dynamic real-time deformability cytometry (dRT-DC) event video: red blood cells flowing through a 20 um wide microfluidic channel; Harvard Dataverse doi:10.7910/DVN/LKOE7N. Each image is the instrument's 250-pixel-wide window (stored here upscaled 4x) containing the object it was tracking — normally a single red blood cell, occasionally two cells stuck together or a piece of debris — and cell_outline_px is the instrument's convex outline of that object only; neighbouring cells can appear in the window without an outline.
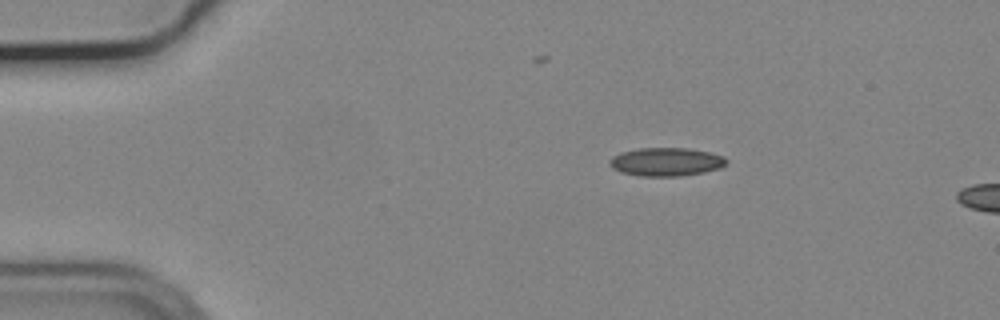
{"species": "common noctule bat (a hibernating species)", "species_latin": "Nyctalus noctula", "temperature_condition": "cold", "stored_images_in_passage": 5, "camera_frame_rate_fps": 3000, "um_per_image_px": 0.085, "animal": {"sex": "male", "body_mass_g": 19.2, "forearm_length_mm": 51.8}, "frame": {"image": 1, "passage_image": 1, "time_ms": 0.0, "image_size_px": [1000, 320], "cell_outline_px": [[728, 160], [720, 168], [704, 172], [680, 176], [640, 176], [620, 172], [612, 168], [608, 160], [612, 156], [620, 152], [640, 148], [688, 148], [708, 152], [724, 156]], "centroid_in_image_um": [56.59, 13.75], "position_along_channel_um": 28.4, "area_um2": 19.36}}